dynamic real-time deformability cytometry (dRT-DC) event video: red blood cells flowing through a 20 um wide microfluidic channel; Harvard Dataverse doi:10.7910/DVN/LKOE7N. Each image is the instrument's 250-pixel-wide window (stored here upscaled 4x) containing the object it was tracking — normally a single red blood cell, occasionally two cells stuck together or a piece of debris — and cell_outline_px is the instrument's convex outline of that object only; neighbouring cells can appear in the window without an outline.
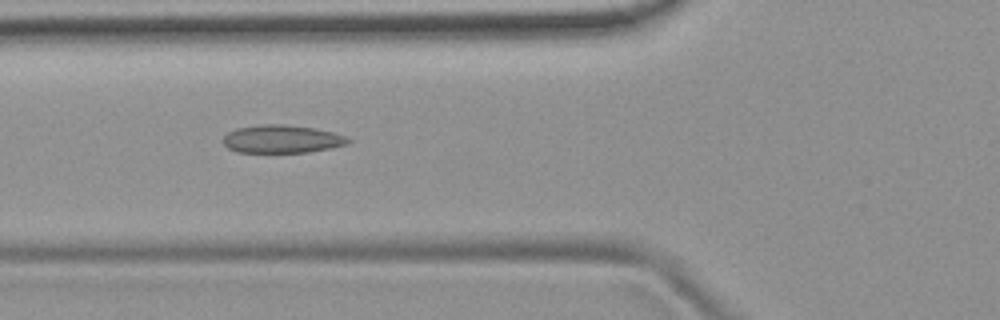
{"species": "common noctule bat (a hibernating species)", "species_latin": "Nyctalus noctula", "temperature_condition": "room temperature", "stored_images_in_passage": 36, "camera_frame_rate_fps": 3000, "um_per_image_px": 0.085, "animal": {"sex": "female", "body_mass_g": 19.9}, "frame": {"image": 1, "passage_image": 3, "time_ms": 0.667, "image_size_px": [1000, 320], "cell_outline_px": [[352, 140], [348, 144], [332, 148], [308, 152], [236, 152], [228, 148], [224, 144], [224, 136], [228, 132], [236, 128], [260, 124], [284, 124], [312, 128], [332, 132], [344, 136]], "centroid_in_image_um": [23.95, 11.82], "position_along_channel_um": 101.8, "area_um2": 20.35}}
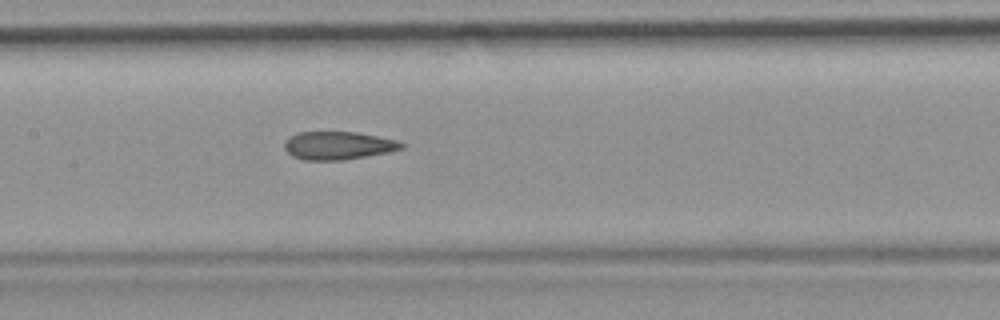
{"frame": {"image": 2, "passage_image": 9, "time_ms": 2.667, "image_size_px": [1000, 320], "cell_outline_px": [[404, 148], [388, 152], [344, 160], [304, 160], [292, 156], [284, 148], [284, 144], [296, 132], [356, 132], [396, 140], [404, 144]], "centroid_in_image_um": [28.74, 12.37], "position_along_channel_um": 178.7, "area_um2": 18.96}}
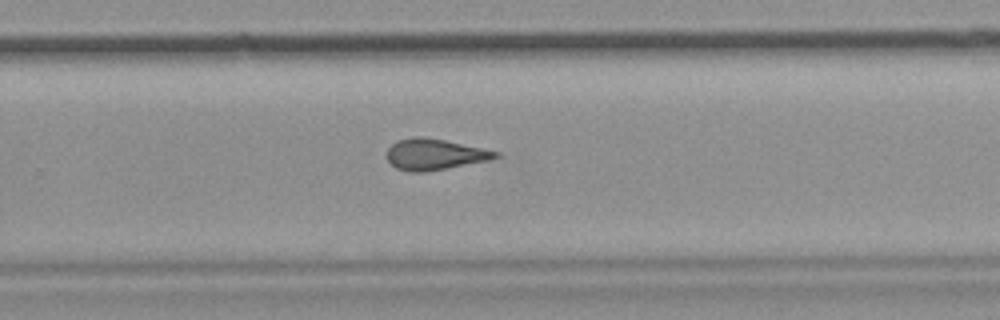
{"frame": {"image": 3, "passage_image": 18, "time_ms": 5.667, "image_size_px": [1000, 320], "cell_outline_px": [[500, 156], [492, 160], [448, 168], [424, 172], [408, 172], [396, 168], [388, 160], [388, 148], [396, 140], [420, 136], [444, 140], [500, 152]], "centroid_in_image_um": [36.96, 13.13], "position_along_channel_um": 292.8, "area_um2": 19.59}}